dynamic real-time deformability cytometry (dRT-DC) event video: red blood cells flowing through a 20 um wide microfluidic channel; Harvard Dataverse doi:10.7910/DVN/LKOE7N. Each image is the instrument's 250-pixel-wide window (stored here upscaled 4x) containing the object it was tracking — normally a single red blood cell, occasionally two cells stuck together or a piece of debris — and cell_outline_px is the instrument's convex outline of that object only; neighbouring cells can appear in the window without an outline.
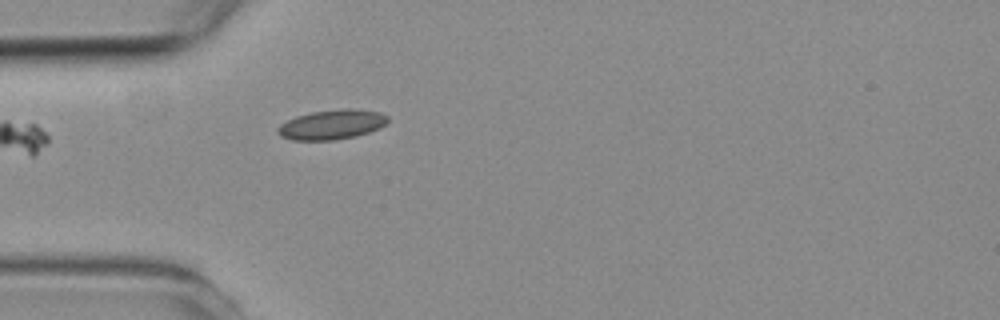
{"species": "common noctule bat (a hibernating species)", "species_latin": "Nyctalus noctula", "temperature_condition": "room temperature", "stored_images_in_passage": 5, "camera_frame_rate_fps": 3000, "um_per_image_px": 0.085, "animal": {"sex": "female", "body_mass_g": 19.3, "forearm_length_mm": 54.1}, "frame": {"image": 1, "passage_image": 5, "time_ms": 4.667, "image_size_px": [1000, 320], "cell_outline_px": [[388, 124], [380, 128], [356, 136], [336, 140], [292, 140], [280, 136], [276, 132], [276, 128], [280, 124], [296, 116], [312, 112], [344, 108], [352, 108], [376, 112], [388, 116]], "centroid_in_image_um": [28.19, 10.59], "position_along_channel_um": 56.8, "area_um2": 19.13}}